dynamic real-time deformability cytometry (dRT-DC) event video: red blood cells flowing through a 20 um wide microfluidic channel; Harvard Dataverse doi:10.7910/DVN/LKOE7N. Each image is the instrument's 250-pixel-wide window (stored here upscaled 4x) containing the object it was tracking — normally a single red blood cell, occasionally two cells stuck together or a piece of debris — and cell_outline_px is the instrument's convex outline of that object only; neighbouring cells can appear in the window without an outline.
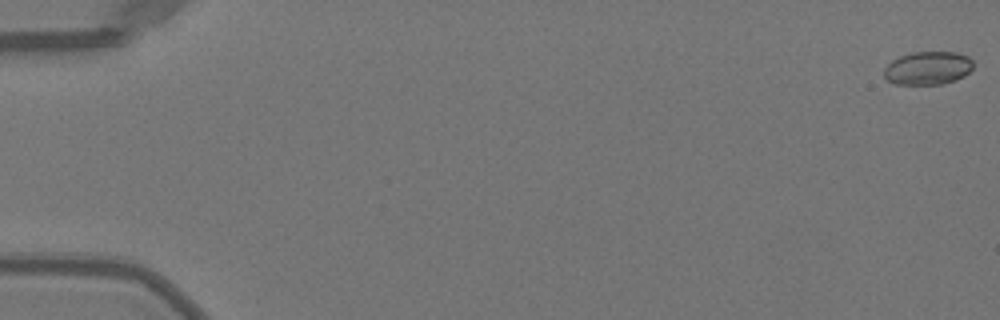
{"species": "Egyptian fruit bat (a non-hibernating species)", "species_latin": "Rousettus aegyptiacus", "temperature_condition": "warm", "stored_images_in_passage": 12, "camera_frame_rate_fps": 3000, "um_per_image_px": 0.085, "animal": {"sex": "female"}, "frame": {"image": 1, "passage_image": 1, "time_ms": 0.0, "image_size_px": [1000, 320], "cell_outline_px": [[972, 68], [964, 76], [956, 80], [944, 84], [896, 84], [888, 80], [884, 76], [884, 68], [892, 60], [900, 56], [912, 52], [956, 52], [968, 56], [972, 60]], "centroid_in_image_um": [78.87, 5.78], "position_along_channel_um": 6.1, "area_um2": 17.28}}